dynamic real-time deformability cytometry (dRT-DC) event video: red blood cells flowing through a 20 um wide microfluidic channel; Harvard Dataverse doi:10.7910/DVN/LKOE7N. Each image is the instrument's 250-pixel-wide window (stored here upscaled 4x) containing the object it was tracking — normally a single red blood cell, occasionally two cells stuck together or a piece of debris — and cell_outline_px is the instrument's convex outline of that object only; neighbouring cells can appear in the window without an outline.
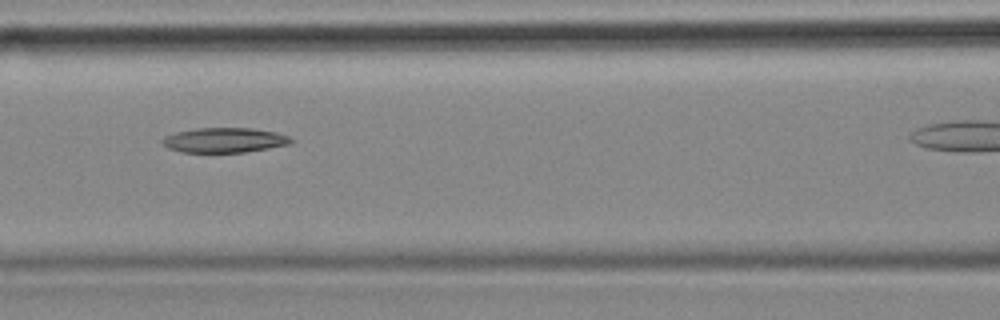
{"species": "common noctule bat (a hibernating species)", "species_latin": "Nyctalus noctula", "temperature_condition": "cold", "stored_images_in_passage": 9, "camera_frame_rate_fps": 3000, "um_per_image_px": 0.085, "animal": {"sex": "female", "body_mass_g": 18.4}, "frame": {"image": 1, "passage_image": 4, "time_ms": 1.0, "image_size_px": [1000, 320], "cell_outline_px": [[296, 140], [292, 144], [244, 152], [184, 152], [168, 148], [160, 140], [164, 136], [176, 132], [196, 128], [252, 128], [276, 132], [288, 136]], "centroid_in_image_um": [19.11, 11.9], "position_along_channel_um": 147.5, "area_um2": 18.67}}